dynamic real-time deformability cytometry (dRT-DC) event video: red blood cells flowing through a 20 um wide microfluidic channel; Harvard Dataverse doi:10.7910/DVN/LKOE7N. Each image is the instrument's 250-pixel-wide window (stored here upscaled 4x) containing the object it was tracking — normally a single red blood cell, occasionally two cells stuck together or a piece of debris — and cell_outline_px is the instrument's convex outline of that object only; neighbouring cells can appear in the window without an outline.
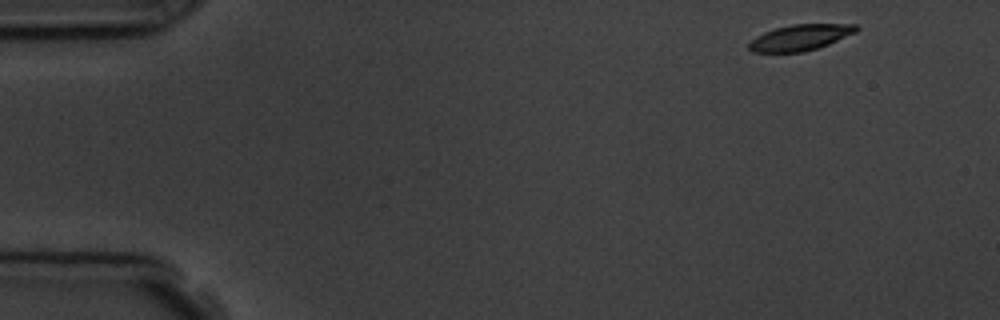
{"species": "common noctule bat (a hibernating species)", "species_latin": "Nyctalus noctula", "temperature_condition": "room temperature", "stored_images_in_passage": 5, "camera_frame_rate_fps": 3000, "um_per_image_px": 0.085, "animal": {"sex": "male", "body_mass_g": 19.5, "forearm_length_mm": 54.6}, "frame": {"image": 1, "passage_image": 1, "time_ms": 0.0, "image_size_px": [1000, 320], "cell_outline_px": [[860, 28], [856, 32], [828, 44], [804, 52], [752, 52], [748, 48], [748, 44], [756, 36], [764, 32], [776, 28], [792, 24], [856, 24]], "centroid_in_image_um": [68.02, 3.18], "position_along_channel_um": 17.0, "area_um2": 16.13}}
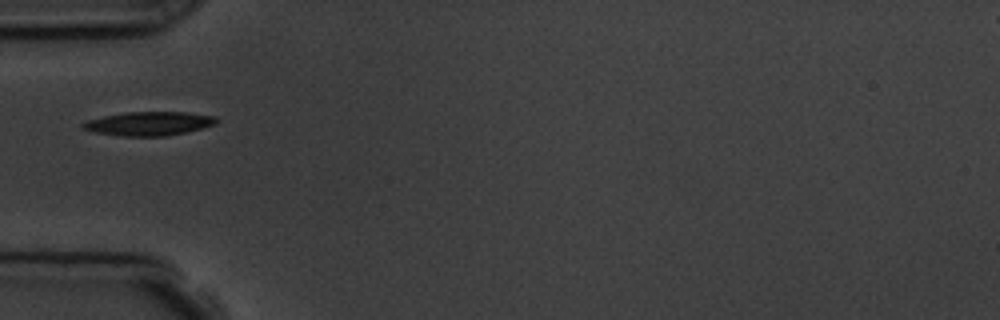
{"frame": {"image": 2, "passage_image": 4, "time_ms": 4.333, "image_size_px": [1000, 320], "cell_outline_px": [[220, 120], [216, 124], [204, 128], [164, 136], [120, 136], [96, 132], [80, 128], [80, 124], [88, 120], [104, 116], [124, 112], [188, 112], [216, 116]], "centroid_in_image_um": [12.68, 10.5], "position_along_channel_um": 72.3, "area_um2": 18.67}}